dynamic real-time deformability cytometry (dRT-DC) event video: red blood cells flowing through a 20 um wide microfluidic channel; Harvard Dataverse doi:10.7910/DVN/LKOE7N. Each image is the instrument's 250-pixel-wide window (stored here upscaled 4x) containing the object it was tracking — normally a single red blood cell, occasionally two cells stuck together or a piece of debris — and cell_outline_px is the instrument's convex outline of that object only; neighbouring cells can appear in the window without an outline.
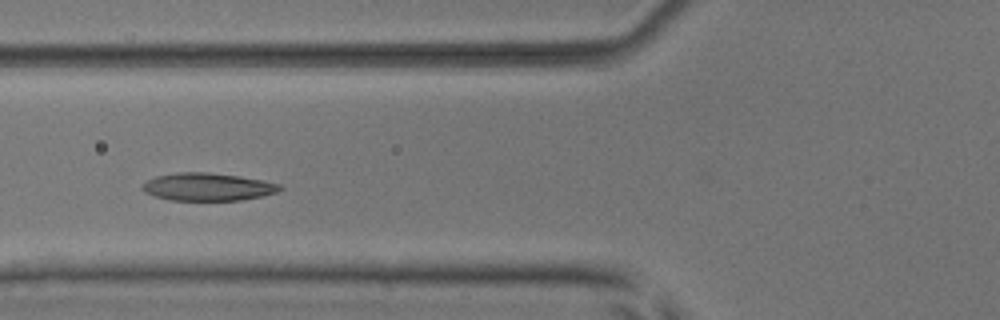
{"species": "common noctule bat (a hibernating species)", "species_latin": "Nyctalus noctula", "temperature_condition": "room temperature", "stored_images_in_passage": 8, "camera_frame_rate_fps": 3000, "um_per_image_px": 0.085, "animal": {"sex": "male", "body_mass_g": 17.9, "forearm_length_mm": 54.2}, "frame": {"image": 1, "passage_image": 4, "time_ms": 3.667, "image_size_px": [1000, 320], "cell_outline_px": [[284, 188], [276, 192], [264, 196], [240, 200], [172, 200], [156, 196], [144, 192], [140, 188], [140, 184], [156, 176], [176, 172], [208, 172], [240, 176], [280, 184]], "centroid_in_image_um": [17.63, 15.88], "position_along_channel_um": 108.2, "area_um2": 22.25}}
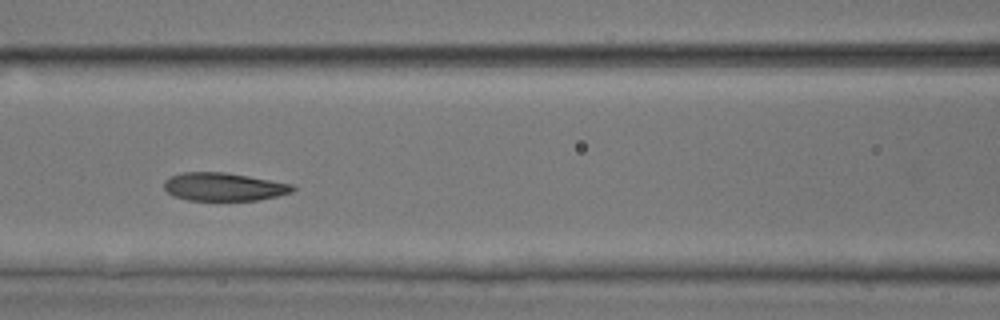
{"frame": {"image": 2, "passage_image": 5, "time_ms": 4.667, "image_size_px": [1000, 320], "cell_outline_px": [[296, 188], [292, 192], [276, 196], [256, 200], [188, 200], [172, 196], [164, 188], [164, 180], [168, 176], [184, 172], [224, 172], [248, 176], [292, 184]], "centroid_in_image_um": [18.97, 15.87], "position_along_channel_um": 147.6, "area_um2": 21.04}}
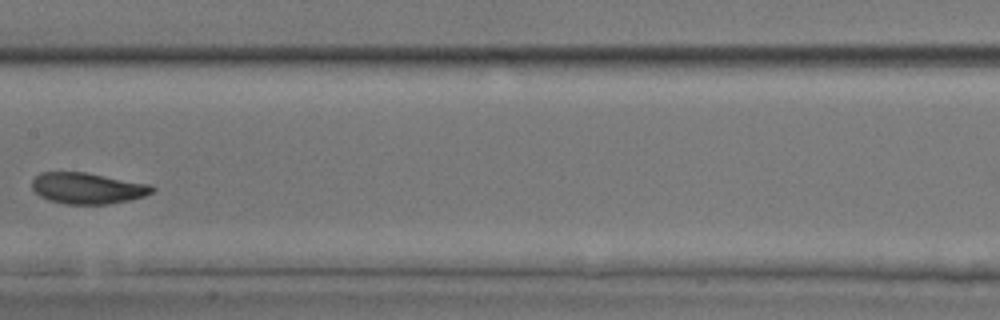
{"frame": {"image": 3, "passage_image": 6, "time_ms": 6.0, "image_size_px": [1000, 320], "cell_outline_px": [[156, 188], [152, 192], [144, 196], [132, 200], [108, 204], [64, 204], [48, 200], [40, 196], [32, 188], [32, 180], [40, 172], [84, 172], [152, 184]], "centroid_in_image_um": [7.46, 16.0], "position_along_channel_um": 199.9, "area_um2": 21.96}}